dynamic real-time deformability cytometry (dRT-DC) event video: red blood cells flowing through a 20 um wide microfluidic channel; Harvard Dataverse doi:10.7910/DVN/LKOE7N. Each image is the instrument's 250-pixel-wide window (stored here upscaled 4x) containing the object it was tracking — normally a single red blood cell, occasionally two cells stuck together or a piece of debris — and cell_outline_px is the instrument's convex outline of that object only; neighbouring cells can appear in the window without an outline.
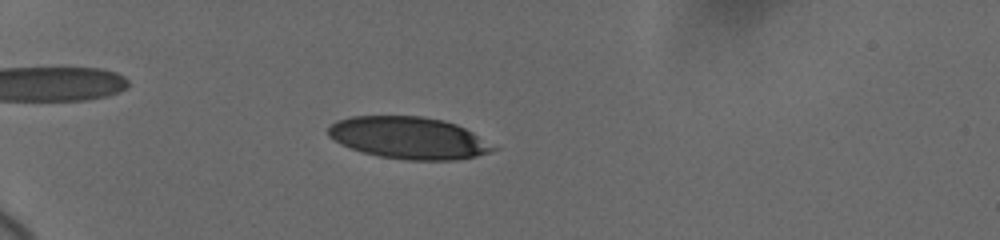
{"species": "human", "species_latin": "Homo sapiens", "temperature_condition": "cold", "stored_images_in_passage": 53, "camera_frame_rate_fps": 3000, "um_per_image_px": 0.085, "donor": {"sex": "female"}, "frame": {"image": 1, "passage_image": 19, "time_ms": 6.667, "image_size_px": [1000, 240], "cell_outline_px": [[500, 148], [476, 156], [452, 160], [408, 160], [380, 156], [364, 152], [340, 144], [328, 136], [328, 128], [336, 120], [352, 116], [424, 116], [444, 120], [456, 124], [472, 132]], "centroid_in_image_um": [34.74, 11.71], "position_along_channel_um": 50.3, "area_um2": 40.29}}
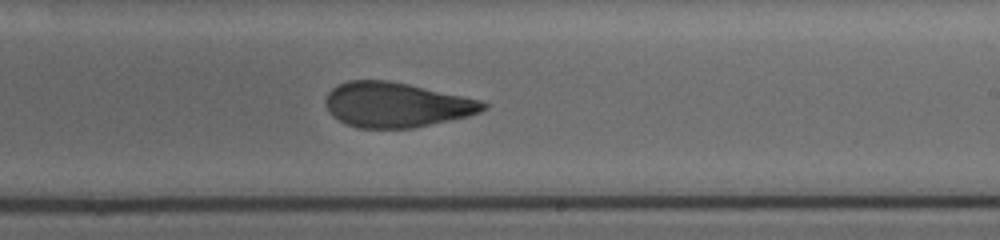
{"frame": {"image": 2, "passage_image": 37, "time_ms": 13.333, "image_size_px": [1000, 240], "cell_outline_px": [[488, 108], [480, 112], [468, 116], [412, 128], [356, 128], [332, 116], [328, 112], [324, 104], [324, 100], [328, 92], [332, 88], [348, 80], [388, 80], [408, 84], [480, 100], [488, 104]], "centroid_in_image_um": [33.65, 8.91], "position_along_channel_um": 255.4, "area_um2": 41.15}}
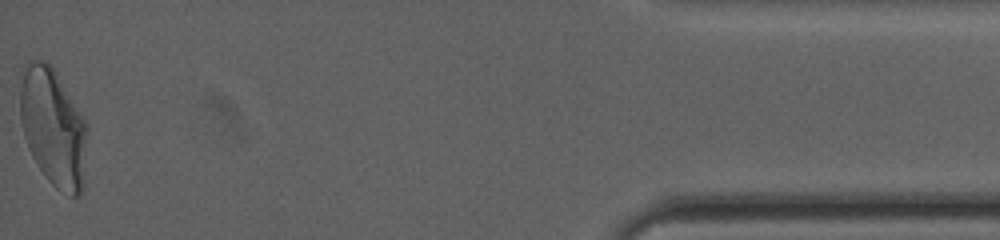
{"frame": {"image": 3, "passage_image": 53, "time_ms": 20.0, "image_size_px": [1000, 240], "cell_outline_px": [[88, 128], [84, 184], [80, 196], [72, 196], [56, 188], [44, 176], [32, 156], [28, 148], [24, 136], [20, 120], [20, 88], [24, 64], [28, 60], [40, 60], [48, 64], [56, 72], [88, 124]], "centroid_in_image_um": [4.53, 10.84], "position_along_channel_um": 430.7, "area_um2": 46.53}, "authors_computed_cell_mechanics": {"area_um2": 40.9802, "velocity_mm_per_s": 3.6792, "shape_relaxation_time_tau1_ms": 10.4764, "shape_relaxation_time_tau2_ms": 1.7519, "deformation_change_tau1": 0.2565, "deformation_change_tau2": 0.0892}}